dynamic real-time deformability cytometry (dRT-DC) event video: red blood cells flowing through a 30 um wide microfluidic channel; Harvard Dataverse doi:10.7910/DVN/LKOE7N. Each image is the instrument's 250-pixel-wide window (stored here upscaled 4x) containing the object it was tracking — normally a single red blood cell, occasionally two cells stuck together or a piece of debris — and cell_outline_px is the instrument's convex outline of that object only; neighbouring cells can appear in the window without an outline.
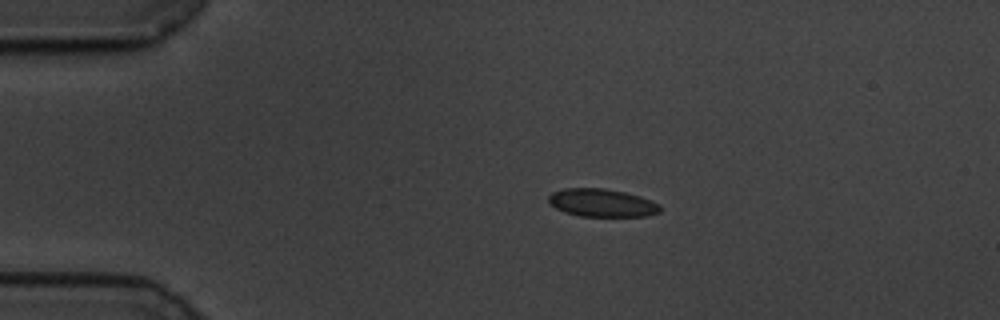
{"species": "common noctule bat (a hibernating species)", "species_latin": "Nyctalus noctula", "temperature_condition": "cold", "stored_images_in_passage": 47, "camera_frame_rate_fps": 3000, "um_per_image_px": 0.085, "animal": {"sex": "male", "body_mass_g": 19.5, "forearm_length_mm": 54.6}, "frame": {"image": 1, "passage_image": 1, "time_ms": 0.0, "image_size_px": [1000, 320], "cell_outline_px": [[660, 212], [648, 216], [580, 216], [564, 212], [548, 204], [548, 196], [552, 192], [564, 188], [604, 188], [624, 192], [640, 196], [660, 204]], "centroid_in_image_um": [51.14, 17.24], "position_along_channel_um": 33.9, "area_um2": 18.26}}
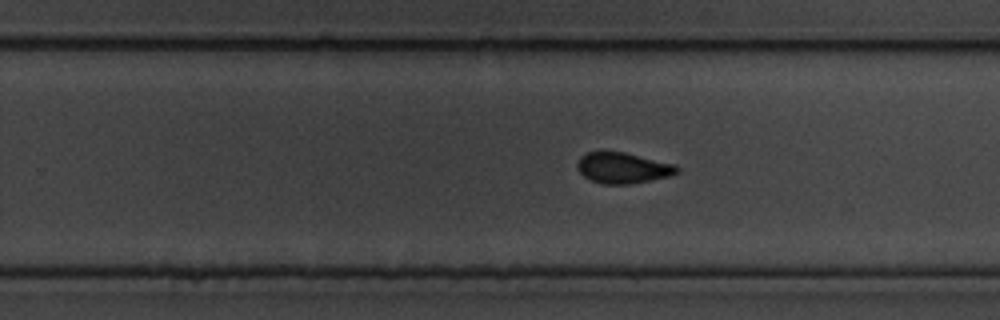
{"frame": {"image": 2, "passage_image": 26, "time_ms": 8.333, "image_size_px": [1000, 320], "cell_outline_px": [[680, 172], [668, 176], [632, 184], [600, 184], [588, 180], [576, 168], [576, 164], [580, 156], [584, 152], [624, 152], [676, 164], [680, 168]], "centroid_in_image_um": [52.92, 14.28], "position_along_channel_um": 276.9, "area_um2": 18.15}}
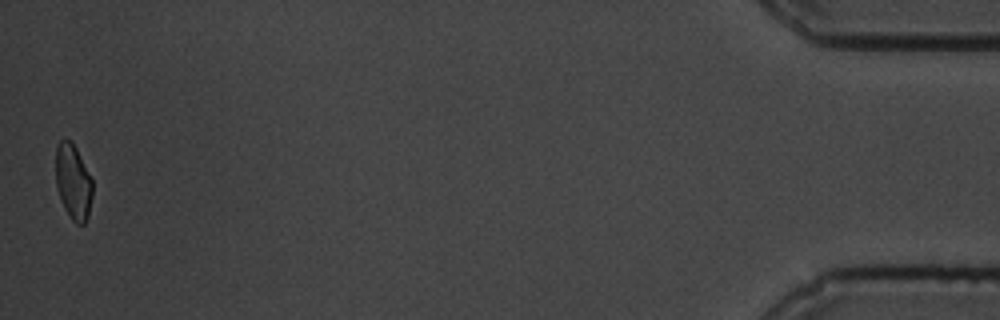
{"frame": {"image": 3, "passage_image": 47, "time_ms": 15.333, "image_size_px": [1000, 320], "cell_outline_px": [[92, 196], [88, 216], [84, 224], [76, 224], [72, 220], [64, 208], [56, 188], [56, 144], [64, 136], [72, 140], [92, 180]], "centroid_in_image_um": [6.2, 15.42], "position_along_channel_um": 429.0, "area_um2": 16.3}, "authors_computed_cell_mechanics": {"area_um2": 18.2648, "velocity_mm_per_s": 3.4432, "shape_relaxation_time_tau1_ms": 8.8324, "shape_relaxation_time_tau2_ms": 1.2211, "deformation_change_tau1": 0.1261, "deformation_change_tau2": 0.034}}